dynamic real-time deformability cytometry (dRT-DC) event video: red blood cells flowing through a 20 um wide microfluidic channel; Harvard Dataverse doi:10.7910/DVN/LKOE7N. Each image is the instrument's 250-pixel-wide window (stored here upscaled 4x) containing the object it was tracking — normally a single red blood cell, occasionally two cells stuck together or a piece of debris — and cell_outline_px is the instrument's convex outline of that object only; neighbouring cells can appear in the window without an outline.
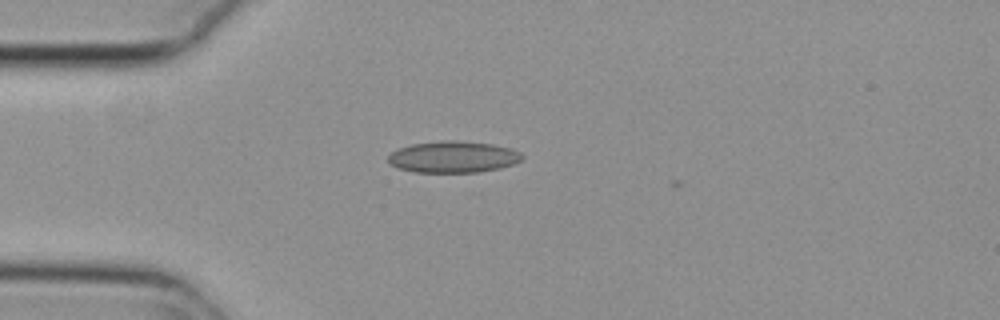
{"species": "common noctule bat (a hibernating species)", "species_latin": "Nyctalus noctula", "temperature_condition": "cold", "stored_images_in_passage": 3, "camera_frame_rate_fps": 3000, "um_per_image_px": 0.085, "animal": {"sex": "female", "body_mass_g": 29.2, "forearm_length_mm": 56.3}, "frame": {"image": 1, "passage_image": 1, "time_ms": 0.0, "image_size_px": [1000, 320], "cell_outline_px": [[524, 156], [520, 160], [512, 164], [500, 168], [480, 172], [412, 172], [396, 168], [388, 164], [388, 156], [392, 152], [400, 148], [412, 144], [440, 140], [452, 140], [492, 144], [512, 148], [520, 152]], "centroid_in_image_um": [38.49, 13.34], "position_along_channel_um": 46.5, "area_um2": 24.74}}